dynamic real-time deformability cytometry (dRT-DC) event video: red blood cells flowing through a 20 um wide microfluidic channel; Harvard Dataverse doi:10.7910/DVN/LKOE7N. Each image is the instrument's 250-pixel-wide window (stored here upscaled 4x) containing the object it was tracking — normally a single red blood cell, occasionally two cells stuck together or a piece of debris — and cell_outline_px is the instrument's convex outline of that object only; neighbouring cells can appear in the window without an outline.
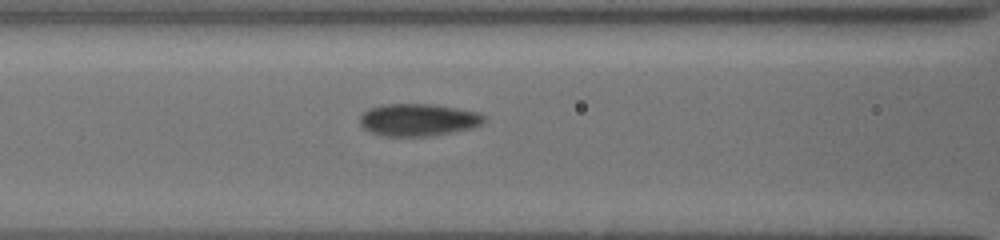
{"species": "common noctule bat (a hibernating species)", "species_latin": "Nyctalus noctula", "temperature_condition": "cold", "stored_images_in_passage": 21, "camera_frame_rate_fps": 3000, "um_per_image_px": 0.085, "animal": {"sex": "female", "body_mass_g": 19.5, "forearm_length_mm": 54.1}, "frame": {"image": 1, "passage_image": 5, "time_ms": 1.333, "image_size_px": [1000, 240], "cell_outline_px": [[488, 120], [472, 128], [428, 136], [380, 136], [364, 128], [360, 124], [360, 116], [368, 108], [384, 104], [436, 104], [476, 112], [484, 116]], "centroid_in_image_um": [35.53, 10.18], "position_along_channel_um": 131.1, "area_um2": 23.35}}
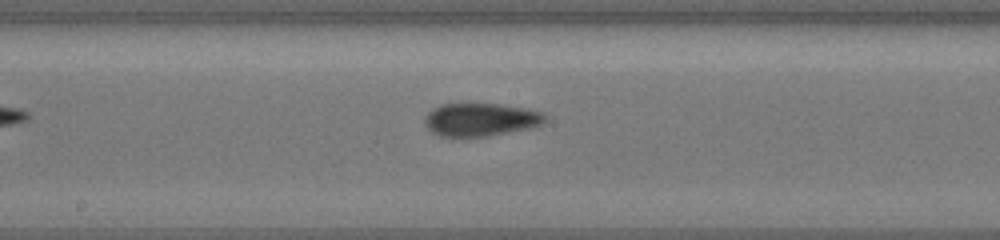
{"frame": {"image": 2, "passage_image": 11, "time_ms": 3.333, "image_size_px": [1000, 240], "cell_outline_px": [[544, 120], [540, 124], [532, 128], [484, 136], [440, 136], [432, 132], [424, 124], [424, 116], [432, 108], [440, 104], [500, 104], [524, 108], [544, 112]], "centroid_in_image_um": [40.81, 10.16], "position_along_channel_um": 207.4, "area_um2": 23.0}}
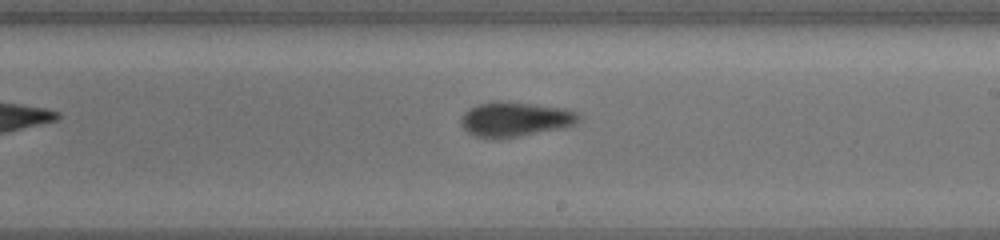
{"frame": {"image": 3, "passage_image": 14, "time_ms": 4.333, "image_size_px": [1000, 240], "cell_outline_px": [[580, 120], [564, 128], [520, 136], [496, 140], [488, 140], [472, 136], [460, 124], [460, 116], [468, 108], [476, 104], [532, 104], [564, 108], [580, 112]], "centroid_in_image_um": [43.76, 10.2], "position_along_channel_um": 245.2, "area_um2": 23.64}}